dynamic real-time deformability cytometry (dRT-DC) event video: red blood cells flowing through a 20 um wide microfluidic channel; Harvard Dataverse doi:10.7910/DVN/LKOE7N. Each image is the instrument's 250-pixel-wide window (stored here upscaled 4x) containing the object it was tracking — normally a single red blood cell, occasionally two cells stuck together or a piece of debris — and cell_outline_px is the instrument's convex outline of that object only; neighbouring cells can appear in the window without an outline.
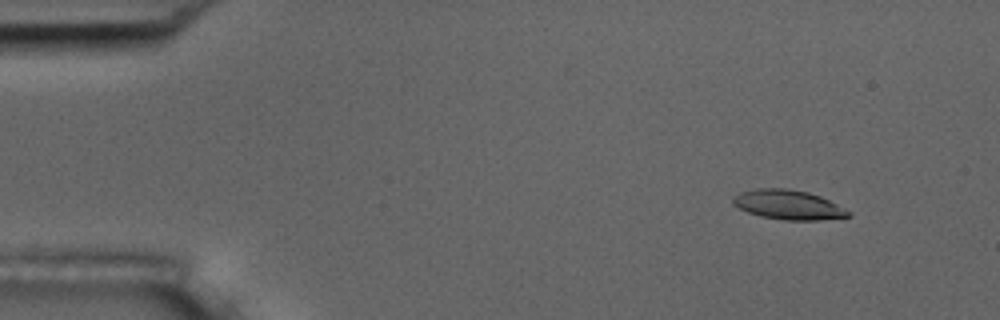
{"species": "common noctule bat (a hibernating species)", "species_latin": "Nyctalus noctula", "temperature_condition": "room temperature", "stored_images_in_passage": 4, "camera_frame_rate_fps": 3000, "um_per_image_px": 0.085, "animal": {"sex": "male", "body_mass_g": 17.5, "forearm_length_mm": 52.3}, "frame": {"image": 1, "passage_image": 1, "time_ms": 0.0, "image_size_px": [1000, 320], "cell_outline_px": [[852, 216], [820, 220], [784, 220], [760, 216], [748, 212], [732, 204], [732, 196], [740, 192], [756, 188], [788, 188], [808, 192], [820, 196], [852, 212]], "centroid_in_image_um": [66.99, 17.4], "position_along_channel_um": 18.0, "area_um2": 19.94}}
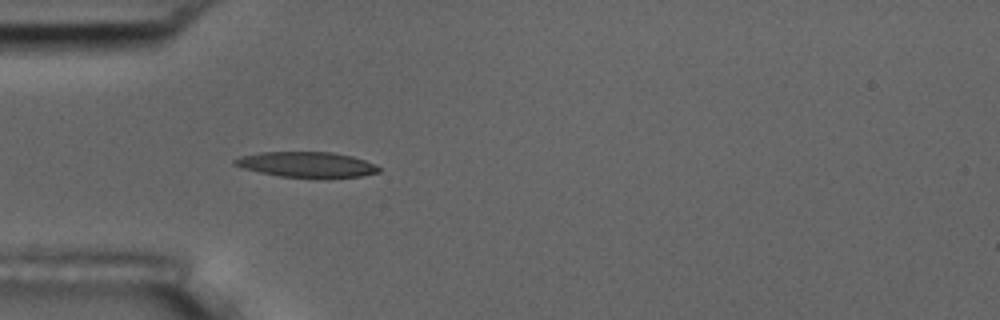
{"frame": {"image": 2, "passage_image": 4, "time_ms": 3.667, "image_size_px": [1000, 320], "cell_outline_px": [[380, 172], [360, 176], [316, 180], [280, 176], [260, 172], [244, 168], [232, 164], [232, 160], [240, 156], [260, 152], [332, 152], [352, 156], [376, 164], [380, 168]], "centroid_in_image_um": [26.09, 14.01], "position_along_channel_um": 58.9, "area_um2": 21.96}}